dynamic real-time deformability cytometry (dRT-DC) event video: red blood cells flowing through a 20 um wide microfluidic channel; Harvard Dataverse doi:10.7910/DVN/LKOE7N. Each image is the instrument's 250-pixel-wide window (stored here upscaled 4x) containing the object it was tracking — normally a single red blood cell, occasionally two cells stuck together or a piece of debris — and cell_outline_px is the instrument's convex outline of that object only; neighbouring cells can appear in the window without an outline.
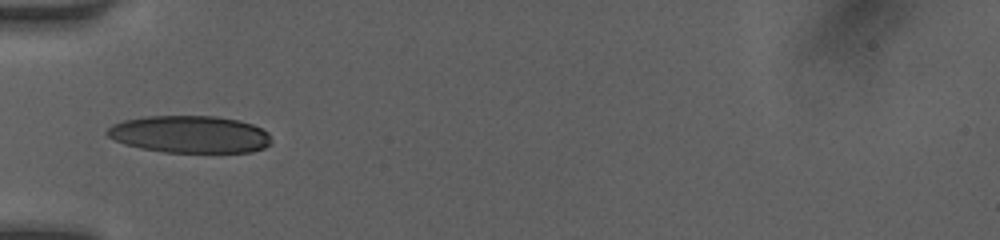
{"species": "human", "species_latin": "Homo sapiens", "temperature_condition": "room temperature", "stored_images_in_passage": 33, "camera_frame_rate_fps": 3000, "um_per_image_px": 0.085, "donor": {"sex": "female"}, "frame": {"image": 1, "passage_image": 1, "time_ms": 0.0, "image_size_px": [1000, 240], "cell_outline_px": [[272, 144], [264, 148], [252, 152], [164, 152], [140, 148], [124, 144], [108, 136], [104, 132], [112, 124], [124, 120], [144, 116], [216, 116], [240, 120], [252, 124], [268, 132], [272, 140]], "centroid_in_image_um": [16.15, 11.41], "position_along_channel_um": 68.9, "area_um2": 35.89}}
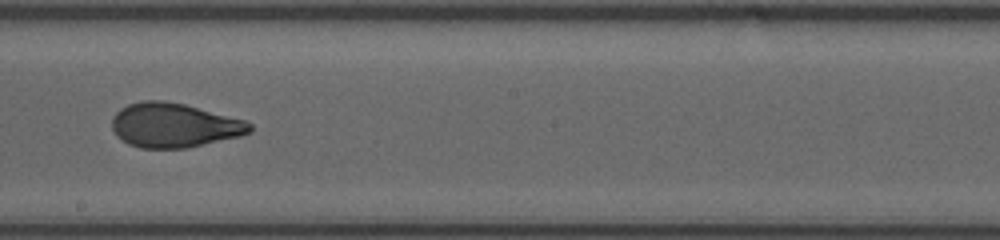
{"frame": {"image": 2, "passage_image": 13, "time_ms": 4.0, "image_size_px": [1000, 240], "cell_outline_px": [[252, 132], [240, 136], [184, 148], [140, 148], [128, 144], [116, 136], [112, 128], [112, 120], [116, 112], [120, 108], [128, 104], [144, 100], [164, 100], [184, 104], [244, 120], [252, 124]], "centroid_in_image_um": [14.77, 10.64], "position_along_channel_um": 233.4, "area_um2": 35.49}}
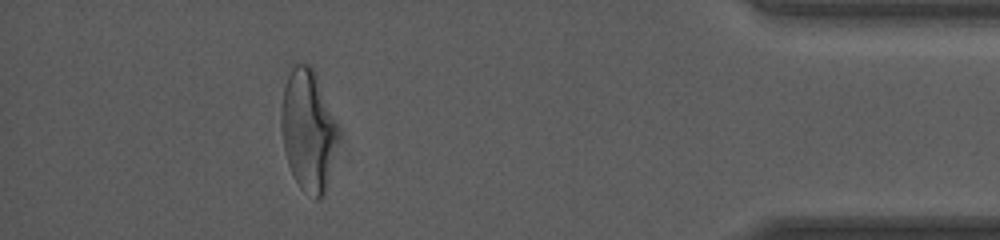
{"frame": {"image": 3, "passage_image": 29, "time_ms": 9.333, "image_size_px": [1000, 240], "cell_outline_px": [[336, 140], [328, 180], [324, 196], [320, 200], [316, 200], [304, 192], [300, 188], [292, 176], [284, 152], [280, 128], [280, 108], [284, 84], [292, 64], [308, 64], [316, 72], [336, 124]], "centroid_in_image_um": [26.12, 11.07], "position_along_channel_um": 409.1, "area_um2": 40.17}, "authors_computed_cell_mechanics": {"area_um2": 35.9516, "velocity_mm_per_s": 4.137, "shape_relaxation_time_tau1_ms": 5.5327, "shape_relaxation_time_tau2_ms": 1.0618, "deformation_change_tau1": 0.2075, "deformation_change_tau2": 0.0755}}